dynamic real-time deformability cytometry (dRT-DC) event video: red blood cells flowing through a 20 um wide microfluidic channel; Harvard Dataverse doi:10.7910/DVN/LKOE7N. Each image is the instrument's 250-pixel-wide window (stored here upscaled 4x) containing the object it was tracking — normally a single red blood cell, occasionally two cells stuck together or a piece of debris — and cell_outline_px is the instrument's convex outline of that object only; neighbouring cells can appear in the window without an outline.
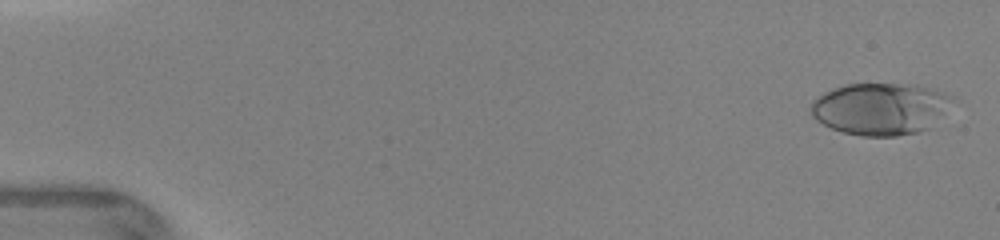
{"species": "human", "species_latin": "Homo sapiens", "temperature_condition": "warm", "stored_images_in_passage": 39, "camera_frame_rate_fps": 3000, "um_per_image_px": 0.085, "donor": {"sex": "female"}, "frame": {"image": 1, "passage_image": 2, "time_ms": 0.333, "image_size_px": [1000, 240], "cell_outline_px": [[952, 96], [944, 112], [928, 128], [920, 132], [896, 136], [860, 136], [844, 132], [832, 128], [816, 120], [812, 116], [812, 100], [824, 92], [832, 88], [844, 84], [920, 84], [936, 88]], "centroid_in_image_um": [74.82, 9.23], "position_along_channel_um": 10.2, "area_um2": 42.83}}
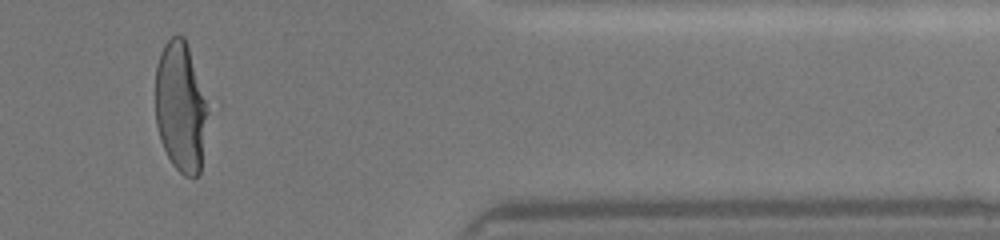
{"frame": {"image": 2, "passage_image": 37, "time_ms": 13.0, "image_size_px": [1000, 240], "cell_outline_px": [[204, 116], [200, 172], [192, 180], [184, 176], [172, 164], [160, 140], [156, 124], [156, 68], [160, 52], [164, 44], [172, 36], [184, 36], [188, 48], [204, 100]], "centroid_in_image_um": [15.27, 9.12], "position_along_channel_um": 396.1, "area_um2": 38.03}}
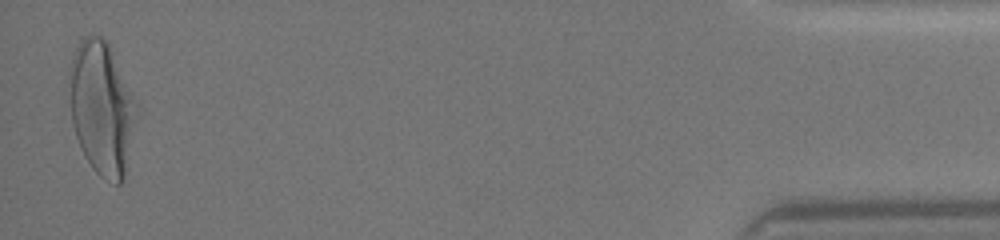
{"frame": {"image": 3, "passage_image": 39, "time_ms": 15.0, "image_size_px": [1000, 240], "cell_outline_px": [[140, 112], [124, 180], [120, 184], [116, 184], [104, 180], [92, 168], [76, 136], [72, 124], [68, 72], [68, 68], [72, 56], [80, 40], [84, 36], [104, 36], [108, 44]], "centroid_in_image_um": [8.67, 9.22], "position_along_channel_um": 426.5, "area_um2": 52.42}}